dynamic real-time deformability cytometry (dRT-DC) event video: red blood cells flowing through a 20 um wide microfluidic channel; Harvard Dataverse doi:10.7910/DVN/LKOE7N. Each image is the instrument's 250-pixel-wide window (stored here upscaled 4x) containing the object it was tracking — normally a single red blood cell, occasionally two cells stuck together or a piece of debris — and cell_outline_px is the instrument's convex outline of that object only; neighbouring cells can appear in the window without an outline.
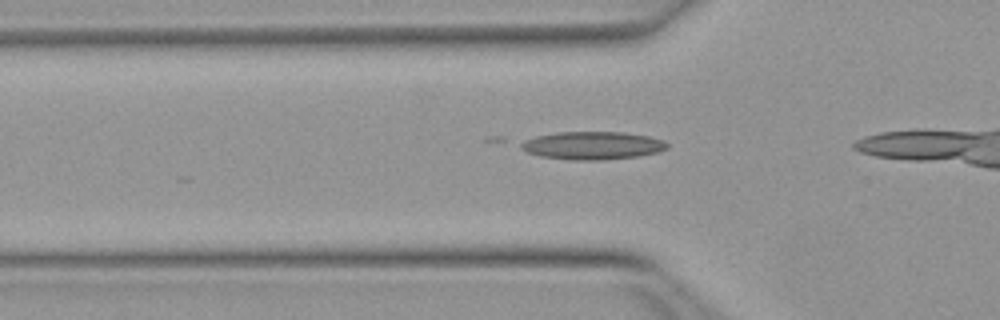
{"species": "Egyptian fruit bat (a non-hibernating species)", "species_latin": "Rousettus aegyptiacus", "temperature_condition": "warm", "stored_images_in_passage": 18, "camera_frame_rate_fps": 3000, "um_per_image_px": 0.085, "animal": {"sex": "female"}, "frame": {"image": 1, "passage_image": 9, "time_ms": 2.667, "image_size_px": [1000, 320], "cell_outline_px": [[668, 148], [660, 152], [640, 156], [604, 160], [572, 160], [540, 156], [528, 152], [520, 148], [520, 144], [524, 140], [536, 136], [556, 132], [624, 132], [648, 136], [664, 140], [668, 144]], "centroid_in_image_um": [50.4, 12.37], "position_along_channel_um": 75.4, "area_um2": 23.99}}
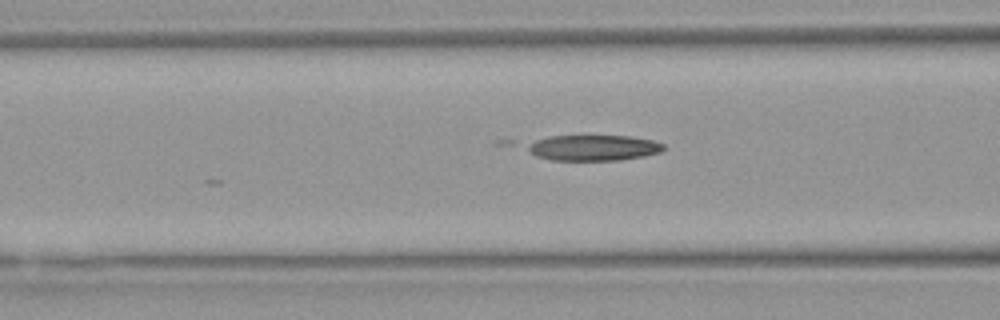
{"frame": {"image": 2, "passage_image": 12, "time_ms": 3.667, "image_size_px": [1000, 320], "cell_outline_px": [[668, 148], [660, 152], [644, 156], [620, 160], [552, 160], [536, 156], [528, 148], [528, 144], [536, 140], [548, 136], [632, 136], [652, 140], [664, 144]], "centroid_in_image_um": [50.51, 12.56], "position_along_channel_um": 116.1, "area_um2": 20.35}}